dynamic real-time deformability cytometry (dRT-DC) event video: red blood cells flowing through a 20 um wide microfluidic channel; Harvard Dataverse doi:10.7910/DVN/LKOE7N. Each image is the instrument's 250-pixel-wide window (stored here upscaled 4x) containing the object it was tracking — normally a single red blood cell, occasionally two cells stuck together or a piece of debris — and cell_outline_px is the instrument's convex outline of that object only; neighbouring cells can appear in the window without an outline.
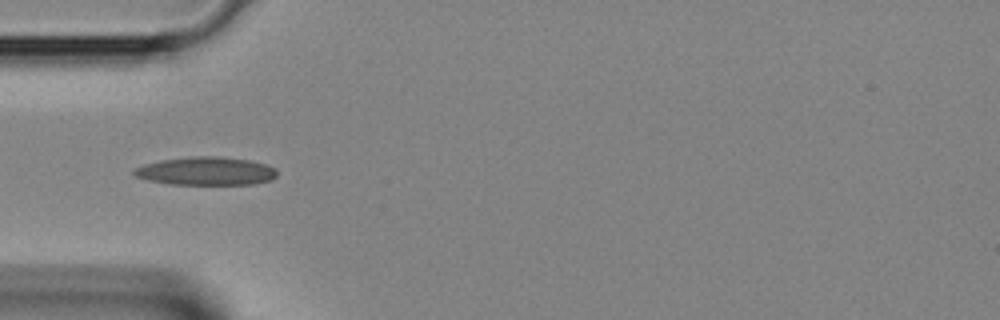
{"species": "Egyptian fruit bat (a non-hibernating species)", "species_latin": "Rousettus aegyptiacus", "temperature_condition": "room temperature", "stored_images_in_passage": 29, "camera_frame_rate_fps": 3000, "um_per_image_px": 0.085, "animal": {"sex": "female"}, "frame": {"image": 1, "passage_image": 1, "time_ms": 0.0, "image_size_px": [1000, 320], "cell_outline_px": [[276, 176], [272, 180], [256, 184], [168, 184], [148, 180], [136, 176], [132, 172], [136, 168], [144, 164], [160, 160], [192, 156], [224, 156], [252, 160], [268, 164], [276, 168]], "centroid_in_image_um": [17.57, 14.53], "position_along_channel_um": 67.4, "area_um2": 23.81}}
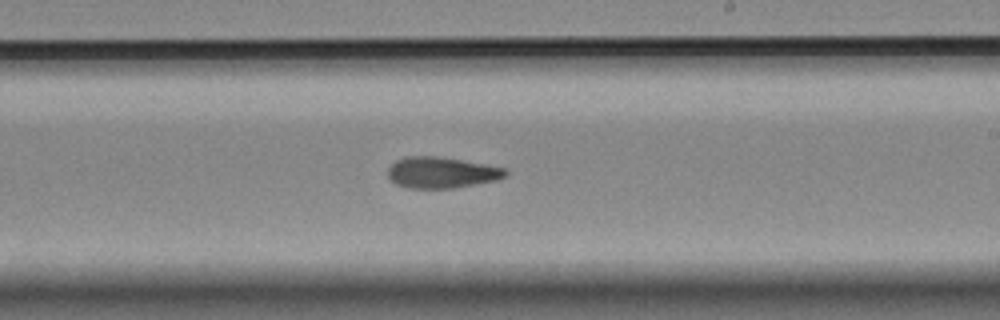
{"frame": {"image": 2, "passage_image": 12, "time_ms": 3.667, "image_size_px": [1000, 320], "cell_outline_px": [[508, 172], [504, 176], [496, 180], [452, 188], [408, 188], [396, 184], [388, 176], [388, 168], [396, 160], [408, 156], [436, 156], [460, 160], [504, 168]], "centroid_in_image_um": [37.48, 14.67], "position_along_channel_um": 251.5, "area_um2": 20.92}}
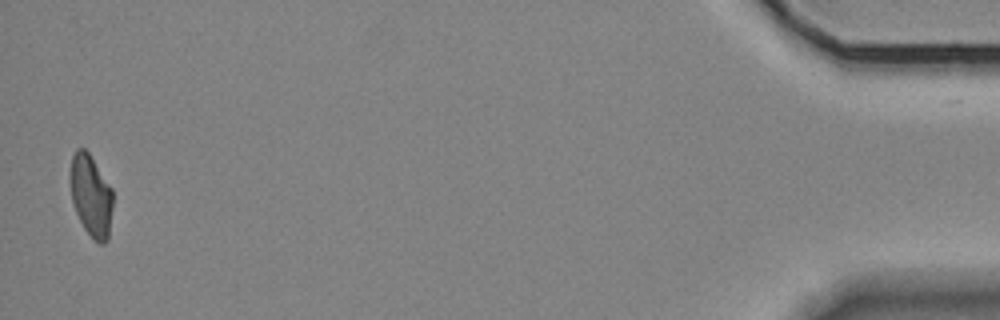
{"frame": {"image": 3, "passage_image": 28, "time_ms": 9.0, "image_size_px": [1000, 320], "cell_outline_px": [[112, 208], [108, 240], [104, 244], [100, 244], [84, 228], [76, 212], [72, 200], [68, 176], [72, 156], [76, 148], [84, 148], [88, 152], [112, 188]], "centroid_in_image_um": [7.71, 16.59], "position_along_channel_um": 427.5, "area_um2": 20.35}}